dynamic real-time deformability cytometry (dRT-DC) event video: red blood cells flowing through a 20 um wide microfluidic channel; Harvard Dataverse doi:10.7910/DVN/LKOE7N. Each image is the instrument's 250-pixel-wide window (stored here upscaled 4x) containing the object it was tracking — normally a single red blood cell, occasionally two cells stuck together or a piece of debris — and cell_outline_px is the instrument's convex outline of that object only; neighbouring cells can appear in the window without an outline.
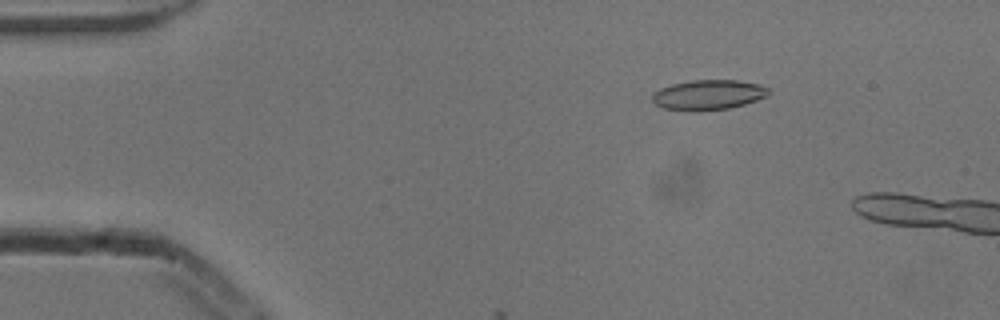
{"species": "common noctule bat (a hibernating species)", "species_latin": "Nyctalus noctula", "temperature_condition": "cold", "stored_images_in_passage": 11, "camera_frame_rate_fps": 3000, "um_per_image_px": 0.085, "animal": {"sex": "male", "body_mass_g": 13.3}, "frame": {"image": 1, "passage_image": 3, "time_ms": 0.667, "image_size_px": [1000, 320], "cell_outline_px": [[768, 96], [744, 104], [728, 108], [692, 112], [664, 108], [656, 104], [652, 100], [652, 92], [660, 88], [672, 84], [692, 80], [740, 80], [760, 84], [768, 88]], "centroid_in_image_um": [60.19, 8.06], "position_along_channel_um": 24.8, "area_um2": 20.46}}
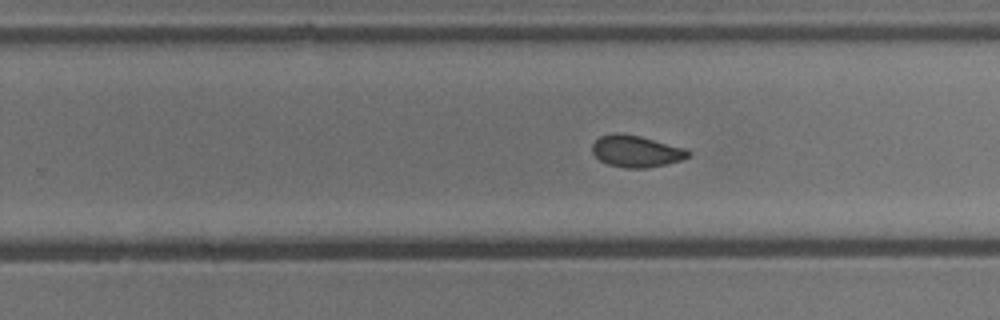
{"frame": {"image": 2, "passage_image": 11, "time_ms": 3.333, "image_size_px": [1000, 320], "cell_outline_px": [[692, 156], [680, 160], [648, 168], [624, 168], [608, 164], [600, 160], [592, 152], [592, 144], [600, 136], [616, 132], [640, 136], [688, 148], [692, 152]], "centroid_in_image_um": [54.11, 12.85], "position_along_channel_um": 275.7, "area_um2": 17.92}}